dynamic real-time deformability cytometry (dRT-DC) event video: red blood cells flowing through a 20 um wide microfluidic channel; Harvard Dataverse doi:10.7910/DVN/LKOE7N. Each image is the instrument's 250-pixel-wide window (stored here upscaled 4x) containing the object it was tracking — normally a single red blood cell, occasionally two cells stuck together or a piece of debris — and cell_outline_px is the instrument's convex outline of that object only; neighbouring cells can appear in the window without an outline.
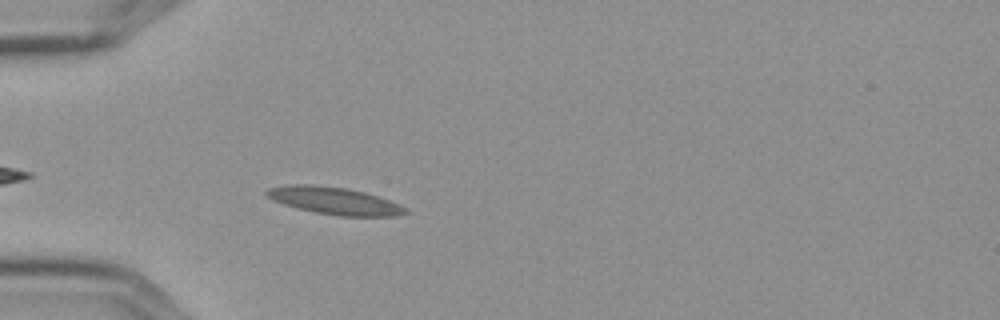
{"species": "Egyptian fruit bat (a non-hibernating species)", "species_latin": "Rousettus aegyptiacus", "temperature_condition": "cold", "stored_images_in_passage": 3, "camera_frame_rate_fps": 3000, "um_per_image_px": 0.085, "frame": {"image": 1, "passage_image": 3, "time_ms": 0.667, "image_size_px": [1000, 320], "cell_outline_px": [[408, 212], [396, 216], [340, 216], [316, 212], [284, 204], [272, 200], [264, 192], [268, 188], [288, 184], [312, 184], [348, 188], [364, 192], [400, 204], [408, 208]], "centroid_in_image_um": [28.43, 17.05], "position_along_channel_um": 56.6, "area_um2": 21.96}}